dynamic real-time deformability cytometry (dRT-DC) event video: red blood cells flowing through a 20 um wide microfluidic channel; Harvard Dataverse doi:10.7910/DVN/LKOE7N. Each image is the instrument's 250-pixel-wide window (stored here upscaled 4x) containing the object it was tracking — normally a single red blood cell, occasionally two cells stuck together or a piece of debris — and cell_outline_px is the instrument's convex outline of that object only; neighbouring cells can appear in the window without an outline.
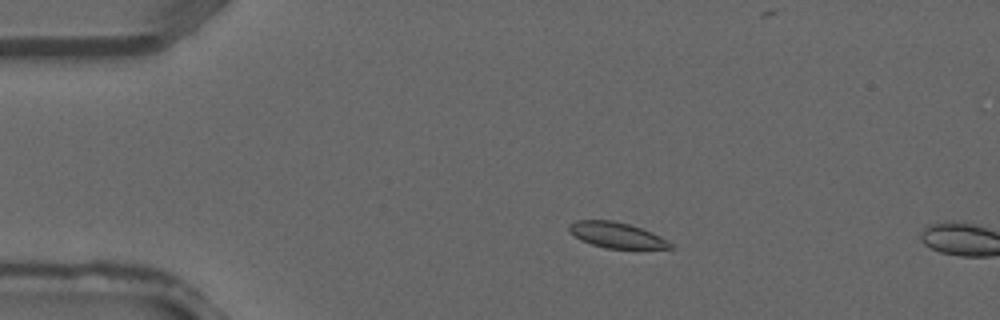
{"species": "common noctule bat (a hibernating species)", "species_latin": "Nyctalus noctula", "temperature_condition": "warm", "stored_images_in_passage": 4, "camera_frame_rate_fps": 3000, "um_per_image_px": 0.085, "animal": {"sex": "male", "forearm_length_mm": 52.5}, "frame": {"image": 1, "passage_image": 3, "time_ms": 0.667, "image_size_px": [1000, 320], "cell_outline_px": [[672, 248], [604, 248], [580, 240], [568, 232], [568, 224], [576, 220], [612, 220], [628, 224], [652, 232], [660, 236], [672, 244]], "centroid_in_image_um": [52.34, 19.97], "position_along_channel_um": 32.7, "area_um2": 15.03}}